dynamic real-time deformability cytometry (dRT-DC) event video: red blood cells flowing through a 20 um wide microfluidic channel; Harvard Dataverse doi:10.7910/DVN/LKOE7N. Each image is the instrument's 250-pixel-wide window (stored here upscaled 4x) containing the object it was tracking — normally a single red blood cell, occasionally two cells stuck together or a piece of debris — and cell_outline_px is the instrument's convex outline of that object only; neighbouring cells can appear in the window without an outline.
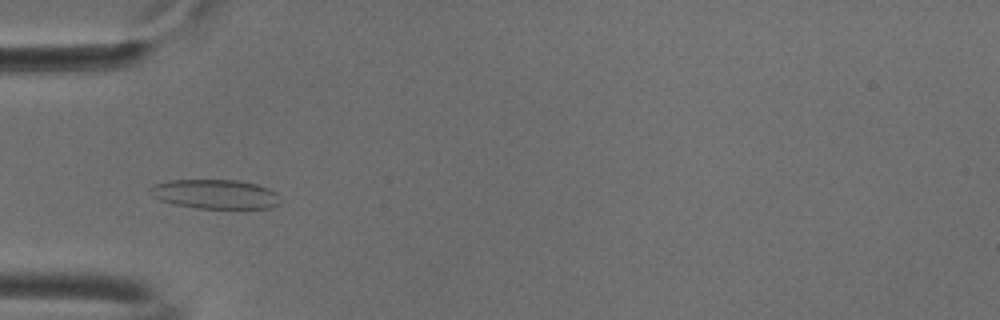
{"species": "common noctule bat (a hibernating species)", "species_latin": "Nyctalus noctula", "temperature_condition": "cold", "stored_images_in_passage": 54, "camera_frame_rate_fps": 3000, "um_per_image_px": 0.085, "animal": {"sex": "male", "body_mass_g": 18.8}, "frame": {"image": 1, "passage_image": 18, "time_ms": 5.667, "image_size_px": [1000, 320], "cell_outline_px": [[280, 204], [272, 208], [196, 208], [172, 204], [160, 200], [148, 192], [148, 188], [152, 184], [168, 180], [240, 180], [256, 184], [268, 188], [276, 192], [280, 196]], "centroid_in_image_um": [18.28, 16.5], "position_along_channel_um": 66.7, "area_um2": 22.54}}
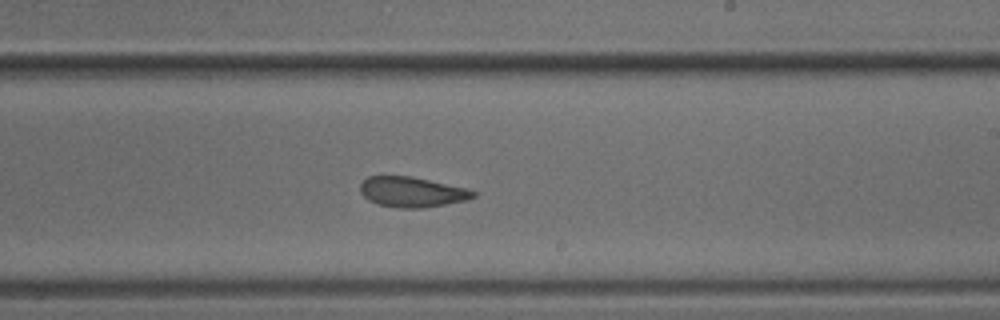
{"frame": {"image": 2, "passage_image": 33, "time_ms": 10.667, "image_size_px": [1000, 320], "cell_outline_px": [[476, 196], [464, 200], [424, 208], [396, 208], [376, 204], [368, 200], [360, 192], [360, 184], [368, 176], [412, 176], [464, 188], [476, 192]], "centroid_in_image_um": [34.95, 16.32], "position_along_channel_um": 254.0, "area_um2": 19.77}}
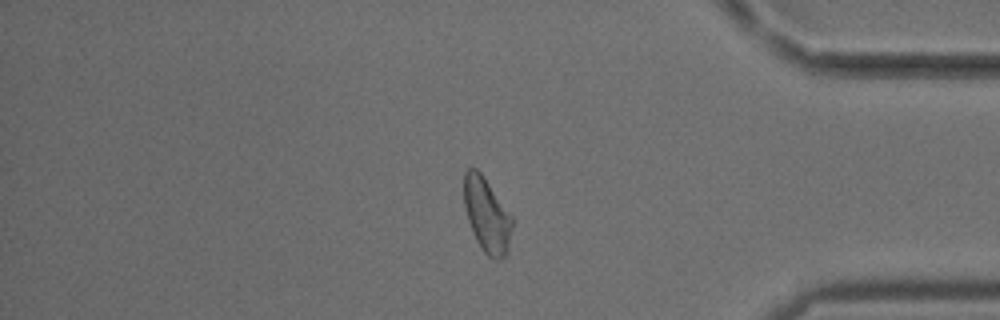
{"frame": {"image": 3, "passage_image": 46, "time_ms": 15.0, "image_size_px": [1000, 320], "cell_outline_px": [[512, 228], [508, 252], [500, 260], [496, 260], [488, 256], [484, 252], [476, 240], [472, 232], [468, 220], [464, 204], [464, 172], [468, 168], [476, 168], [480, 172], [512, 216]], "centroid_in_image_um": [41.38, 18.31], "position_along_channel_um": 393.8, "area_um2": 20.81}, "authors_computed_cell_mechanics": {"area_um2": 21.5883, "velocity_mm_per_s": 3.7605, "shape_relaxation_time_tau1_ms": null, "shape_relaxation_time_tau2_ms": 2.5771, "deformation_change_tau1": null, "deformation_change_tau2": 0.0969}}